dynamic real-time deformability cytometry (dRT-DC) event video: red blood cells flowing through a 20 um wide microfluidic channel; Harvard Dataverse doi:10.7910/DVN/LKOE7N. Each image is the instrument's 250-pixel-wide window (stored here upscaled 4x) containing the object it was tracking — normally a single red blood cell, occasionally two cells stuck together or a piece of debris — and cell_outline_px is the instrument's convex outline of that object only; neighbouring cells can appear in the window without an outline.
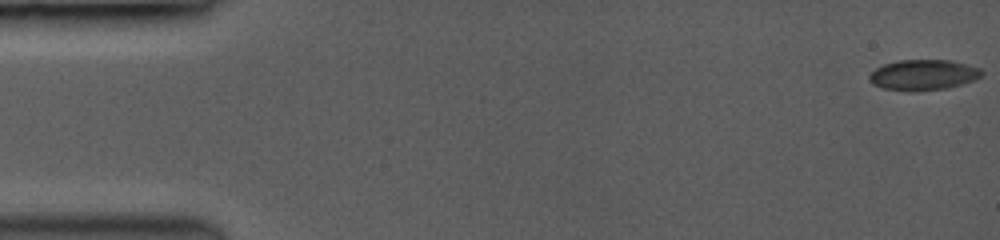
{"species": "common noctule bat (a hibernating species)", "species_latin": "Nyctalus noctula", "temperature_condition": "room temperature", "stored_images_in_passage": 11, "camera_frame_rate_fps": 3500, "um_per_image_px": 0.085, "animal": {"sex": "female", "body_mass_g": 19.0, "forearm_length_mm": 53.3}, "frame": {"image": 1, "passage_image": 1, "time_ms": 0.0, "image_size_px": [1000, 240], "cell_outline_px": [[984, 72], [980, 76], [972, 80], [948, 88], [916, 92], [884, 88], [872, 84], [868, 80], [868, 76], [876, 68], [884, 64], [900, 60], [948, 60], [968, 64], [980, 68]], "centroid_in_image_um": [78.46, 6.37], "position_along_channel_um": 6.5, "area_um2": 20.0}}